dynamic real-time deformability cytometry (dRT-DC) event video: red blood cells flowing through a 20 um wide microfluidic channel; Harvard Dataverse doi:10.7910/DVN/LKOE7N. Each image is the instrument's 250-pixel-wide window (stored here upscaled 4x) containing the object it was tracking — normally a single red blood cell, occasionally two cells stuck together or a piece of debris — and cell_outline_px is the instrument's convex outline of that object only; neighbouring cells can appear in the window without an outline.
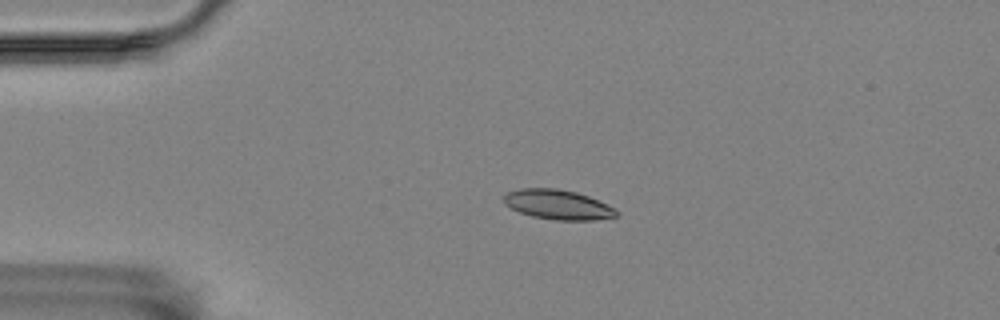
{"species": "Egyptian fruit bat (a non-hibernating species)", "species_latin": "Rousettus aegyptiacus", "temperature_condition": "room temperature", "stored_images_in_passage": 22, "camera_frame_rate_fps": 3000, "um_per_image_px": 0.085, "animal": {"sex": "female"}, "frame": {"image": 1, "passage_image": 2, "time_ms": 0.333, "image_size_px": [1000, 320], "cell_outline_px": [[620, 216], [596, 220], [556, 220], [532, 216], [520, 212], [504, 204], [504, 196], [508, 192], [520, 188], [556, 188], [576, 192], [588, 196], [612, 208]], "centroid_in_image_um": [47.39, 17.39], "position_along_channel_um": 37.6, "area_um2": 19.25}}
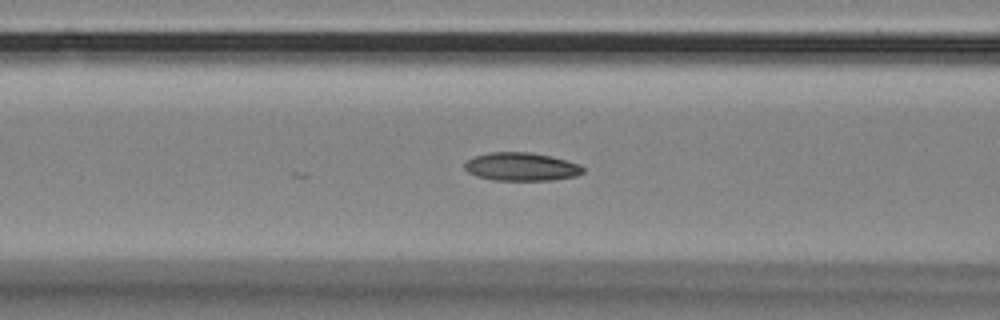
{"frame": {"image": 2, "passage_image": 12, "time_ms": 3.667, "image_size_px": [1000, 320], "cell_outline_px": [[584, 172], [576, 176], [552, 180], [492, 180], [476, 176], [468, 172], [464, 168], [464, 164], [468, 160], [476, 156], [492, 152], [528, 152], [552, 156], [580, 164], [584, 168]], "centroid_in_image_um": [44.33, 14.17], "position_along_channel_um": 122.3, "area_um2": 19.48}}
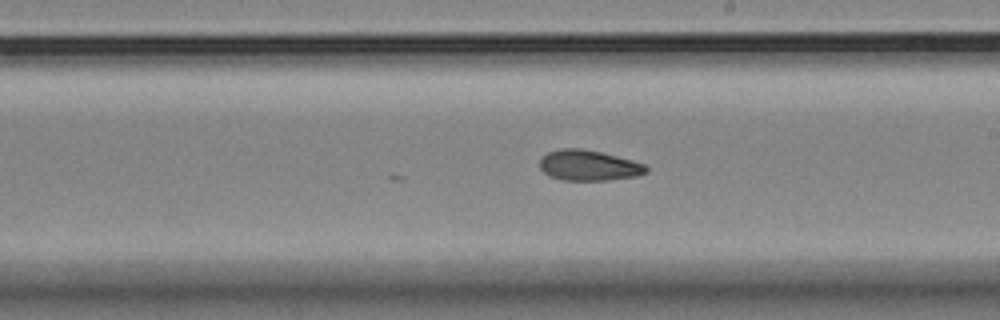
{"frame": {"image": 3, "passage_image": 22, "time_ms": 7.0, "image_size_px": [1000, 320], "cell_outline_px": [[648, 172], [636, 176], [608, 180], [560, 180], [548, 176], [540, 168], [540, 160], [548, 152], [560, 148], [580, 148], [600, 152], [632, 160], [644, 164], [648, 168]], "centroid_in_image_um": [50.03, 14.06], "position_along_channel_um": 239.0, "area_um2": 18.9}}